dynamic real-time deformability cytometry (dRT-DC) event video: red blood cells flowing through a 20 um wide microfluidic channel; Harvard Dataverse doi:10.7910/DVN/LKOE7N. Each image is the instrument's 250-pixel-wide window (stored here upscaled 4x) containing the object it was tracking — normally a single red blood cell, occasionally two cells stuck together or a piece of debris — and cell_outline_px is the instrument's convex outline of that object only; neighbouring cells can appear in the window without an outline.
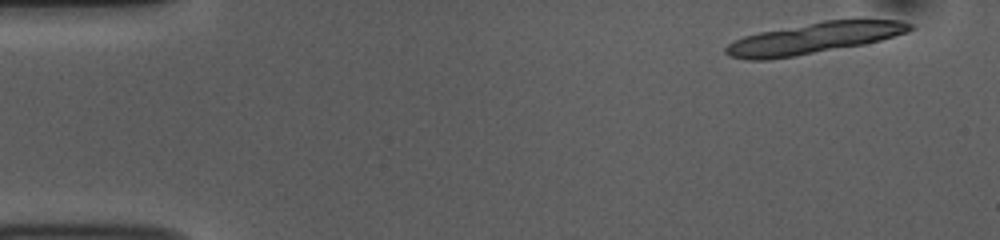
{"species": "common noctule bat (a hibernating species)", "species_latin": "Nyctalus noctula", "temperature_condition": "room temperature", "stored_images_in_passage": 22, "segment_of_instrument_passage": [1, 2], "camera_frame_rate_fps": 3000, "um_per_image_px": 0.085, "animal": {"sex": "female", "body_mass_g": 10.0, "forearm_length_mm": 53.1}, "frame": {"image": 1, "passage_image": 3, "time_ms": 0.667, "image_size_px": [1000, 240], "cell_outline_px": [[916, 28], [908, 32], [880, 40], [864, 44], [768, 60], [744, 60], [728, 56], [724, 52], [724, 48], [728, 44], [744, 36], [760, 32], [824, 20], [900, 20], [912, 24]], "centroid_in_image_um": [69.16, 3.25], "position_along_channel_um": 15.8, "area_um2": 33.06}}